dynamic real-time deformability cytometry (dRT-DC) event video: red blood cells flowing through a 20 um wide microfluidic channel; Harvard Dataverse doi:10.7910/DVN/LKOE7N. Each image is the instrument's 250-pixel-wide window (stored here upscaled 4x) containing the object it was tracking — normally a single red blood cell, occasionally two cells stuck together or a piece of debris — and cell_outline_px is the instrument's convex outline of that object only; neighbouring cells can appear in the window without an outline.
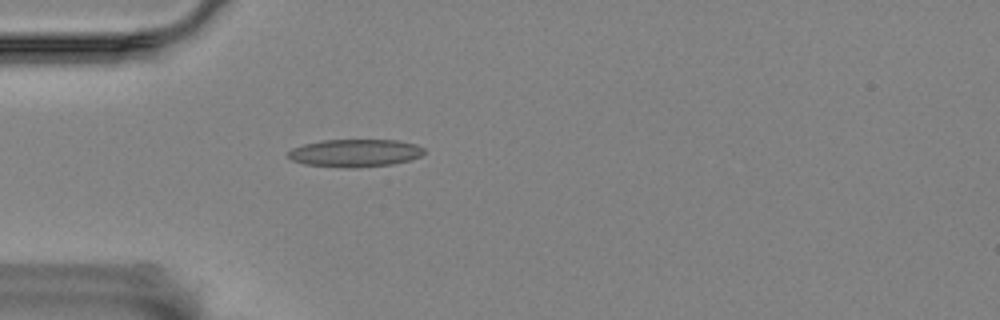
{"species": "Egyptian fruit bat (a non-hibernating species)", "species_latin": "Rousettus aegyptiacus", "temperature_condition": "room temperature", "stored_images_in_passage": 1, "camera_frame_rate_fps": 3000, "um_per_image_px": 0.085, "animal": {"sex": "female"}, "frame": {"image": 1, "passage_image": 1, "time_ms": 0.0, "image_size_px": [1000, 320], "cell_outline_px": [[424, 152], [420, 156], [408, 160], [392, 164], [356, 168], [344, 168], [304, 164], [292, 160], [288, 156], [288, 152], [292, 148], [304, 144], [324, 140], [396, 140], [416, 144], [424, 148]], "centroid_in_image_um": [30.17, 13.01], "position_along_channel_um": 54.8, "area_um2": 21.91}}